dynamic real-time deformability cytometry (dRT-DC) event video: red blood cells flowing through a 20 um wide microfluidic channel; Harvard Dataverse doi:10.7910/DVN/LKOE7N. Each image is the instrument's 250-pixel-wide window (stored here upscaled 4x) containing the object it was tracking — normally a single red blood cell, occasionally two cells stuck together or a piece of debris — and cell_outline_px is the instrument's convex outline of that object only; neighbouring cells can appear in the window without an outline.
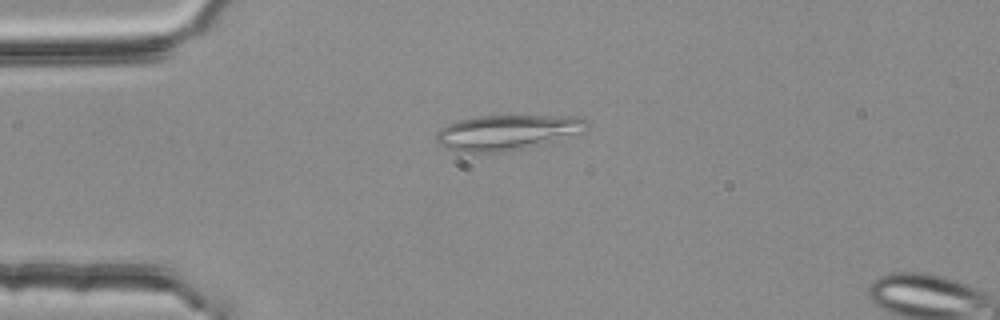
{"species": "common noctule bat (a hibernating species)", "species_latin": "Nyctalus noctula", "temperature_condition": "room temperature", "stored_images_in_passage": 4, "segment_of_instrument_passage": [1, 2], "camera_frame_rate_fps": 3000, "um_per_image_px": 0.085, "animal": {"sex": "female", "body_mass_g": 25.1}, "frame": {"image": 1, "passage_image": 3, "time_ms": 0.667, "image_size_px": [1000, 320], "cell_outline_px": [[588, 124], [584, 132], [524, 148], [508, 152], [460, 152], [448, 148], [440, 144], [436, 140], [436, 132], [440, 128], [448, 124], [460, 120], [480, 116], [584, 116], [588, 120]], "centroid_in_image_um": [43.13, 11.25], "position_along_channel_um": 41.9, "area_um2": 30.75}}